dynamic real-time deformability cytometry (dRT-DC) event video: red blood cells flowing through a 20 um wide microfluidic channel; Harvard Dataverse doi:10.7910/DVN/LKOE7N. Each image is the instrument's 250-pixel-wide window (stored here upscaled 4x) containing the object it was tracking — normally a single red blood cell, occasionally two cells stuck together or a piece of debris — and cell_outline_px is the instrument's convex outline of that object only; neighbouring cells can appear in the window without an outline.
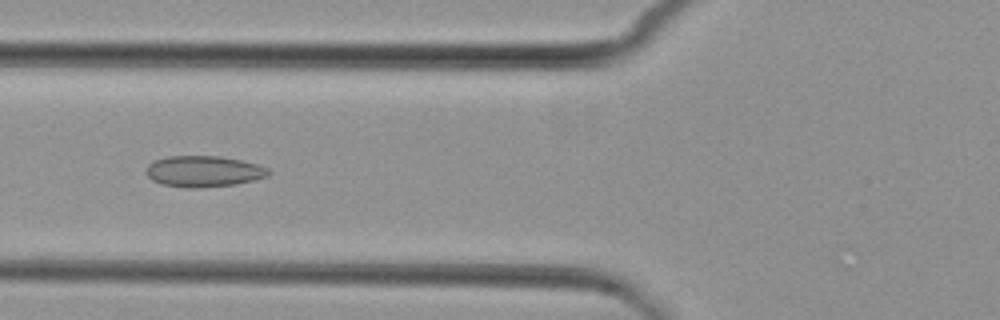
{"species": "common noctule bat (a hibernating species)", "species_latin": "Nyctalus noctula", "temperature_condition": "cold", "stored_images_in_passage": 8, "camera_frame_rate_fps": 3000, "um_per_image_px": 0.085, "animal": {"sex": "female", "body_mass_g": 29.2, "forearm_length_mm": 56.3}, "frame": {"image": 1, "passage_image": 5, "time_ms": 6.667, "image_size_px": [1000, 320], "cell_outline_px": [[272, 172], [268, 176], [236, 184], [196, 188], [184, 188], [160, 184], [152, 180], [144, 172], [148, 164], [152, 160], [168, 156], [220, 156], [240, 160], [256, 164], [268, 168]], "centroid_in_image_um": [17.26, 14.56], "position_along_channel_um": 108.5, "area_um2": 22.37}}
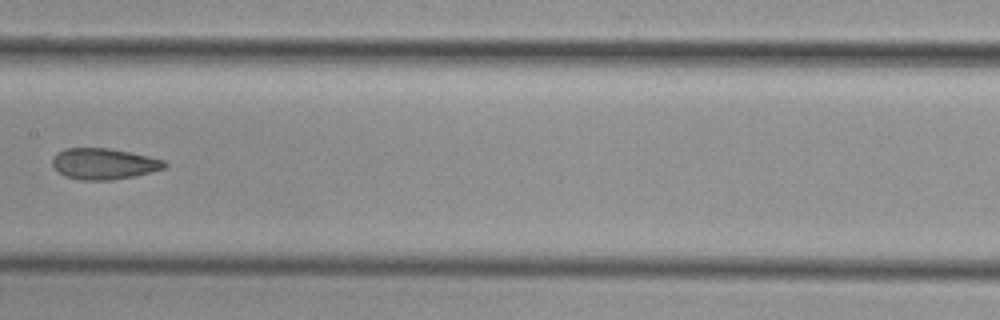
{"frame": {"image": 2, "passage_image": 7, "time_ms": 9.0, "image_size_px": [1000, 320], "cell_outline_px": [[168, 164], [164, 168], [132, 176], [112, 180], [80, 180], [64, 176], [52, 168], [52, 156], [56, 152], [64, 148], [108, 148], [148, 156], [164, 160]], "centroid_in_image_um": [8.74, 13.92], "position_along_channel_um": 198.7, "area_um2": 20.35}}
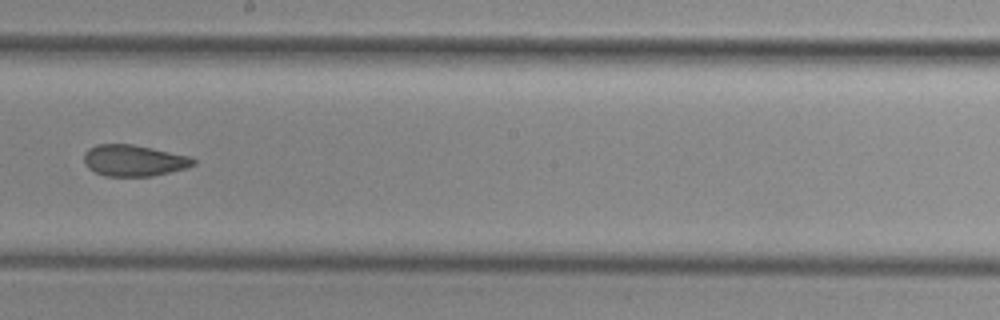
{"frame": {"image": 3, "passage_image": 8, "time_ms": 10.0, "image_size_px": [1000, 320], "cell_outline_px": [[196, 164], [188, 168], [152, 176], [104, 176], [88, 168], [84, 164], [84, 152], [88, 148], [96, 144], [132, 144], [152, 148], [188, 156], [196, 160]], "centroid_in_image_um": [11.36, 13.64], "position_along_channel_um": 236.8, "area_um2": 20.06}}